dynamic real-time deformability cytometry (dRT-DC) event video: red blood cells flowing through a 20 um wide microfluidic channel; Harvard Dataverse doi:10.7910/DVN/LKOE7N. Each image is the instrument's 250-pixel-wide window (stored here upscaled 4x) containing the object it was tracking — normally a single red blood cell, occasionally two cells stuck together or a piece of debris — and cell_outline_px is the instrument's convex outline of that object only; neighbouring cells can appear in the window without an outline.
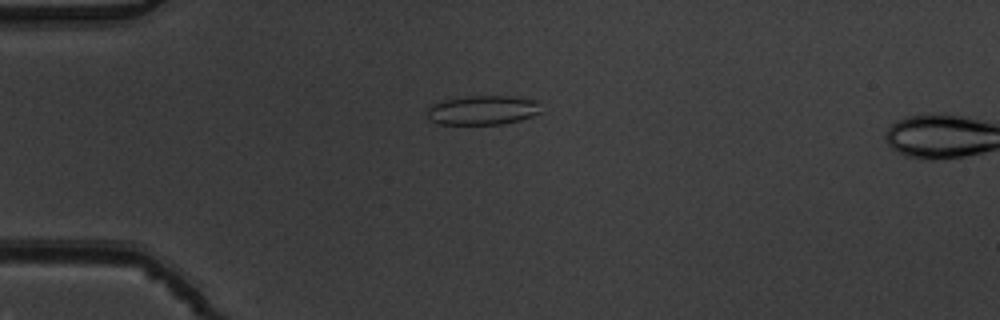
{"species": "common noctule bat (a hibernating species)", "species_latin": "Nyctalus noctula", "temperature_condition": "warm", "stored_images_in_passage": 16, "camera_frame_rate_fps": 3000, "um_per_image_px": 0.085, "animal": {"sex": "male", "body_mass_g": 19.5, "forearm_length_mm": 54.6}, "frame": {"image": 1, "passage_image": 14, "time_ms": 4.333, "image_size_px": [1000, 320], "cell_outline_px": [[540, 112], [532, 116], [520, 120], [504, 124], [440, 124], [432, 120], [424, 112], [432, 104], [440, 100], [468, 96], [516, 96], [540, 100]], "centroid_in_image_um": [41.05, 9.35], "position_along_channel_um": 44.0, "area_um2": 19.77}}